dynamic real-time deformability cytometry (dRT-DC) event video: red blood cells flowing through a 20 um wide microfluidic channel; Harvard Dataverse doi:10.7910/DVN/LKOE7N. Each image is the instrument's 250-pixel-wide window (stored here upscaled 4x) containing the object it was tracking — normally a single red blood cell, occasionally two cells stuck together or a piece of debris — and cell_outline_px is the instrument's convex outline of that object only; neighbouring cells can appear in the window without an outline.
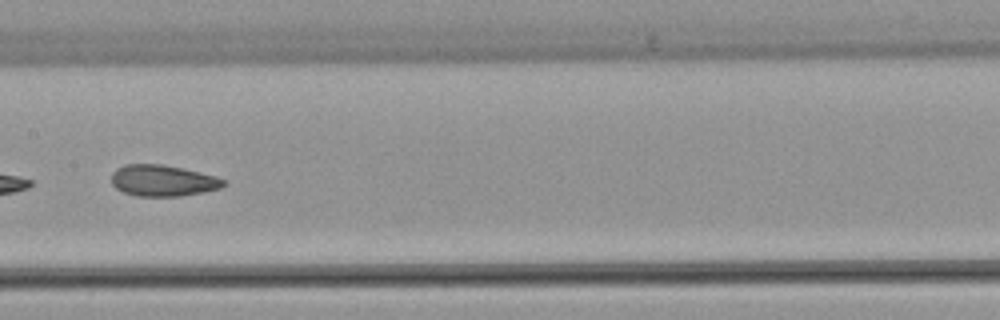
{"species": "common noctule bat (a hibernating species)", "species_latin": "Nyctalus noctula", "temperature_condition": "warm", "stored_images_in_passage": 8, "camera_frame_rate_fps": 3000, "um_per_image_px": 0.085, "animal": {"sex": "female", "body_mass_g": 22.7, "forearm_length_mm": 54.2}, "frame": {"image": 1, "passage_image": 7, "time_ms": 8.333, "image_size_px": [1000, 320], "cell_outline_px": [[228, 184], [220, 188], [204, 192], [180, 196], [136, 196], [124, 192], [116, 188], [112, 184], [112, 172], [116, 168], [124, 164], [164, 164], [184, 168], [216, 176], [224, 180]], "centroid_in_image_um": [13.85, 15.34], "position_along_channel_um": 193.6, "area_um2": 20.63}}